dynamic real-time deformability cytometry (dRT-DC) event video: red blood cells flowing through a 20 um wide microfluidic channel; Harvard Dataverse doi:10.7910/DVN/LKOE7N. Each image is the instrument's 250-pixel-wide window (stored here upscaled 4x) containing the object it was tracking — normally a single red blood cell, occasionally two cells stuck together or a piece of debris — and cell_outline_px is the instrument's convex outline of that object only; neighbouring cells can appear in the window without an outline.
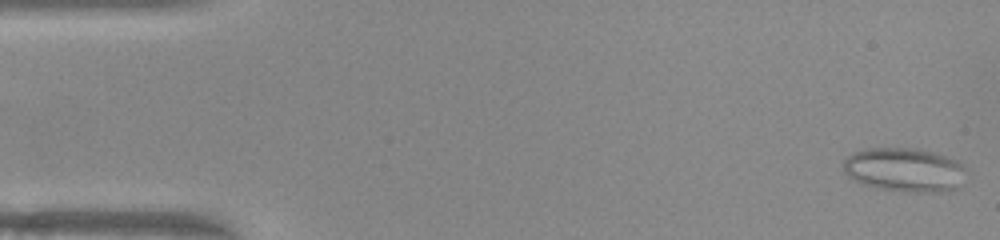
{"species": "common noctule bat (a hibernating species)", "species_latin": "Nyctalus noctula", "temperature_condition": "warm", "stored_images_in_passage": 50, "camera_frame_rate_fps": 3000, "um_per_image_px": 0.085, "animal": {"sex": "female", "body_mass_g": 22.0, "forearm_length_mm": 56.7}, "frame": {"image": 1, "passage_image": 1, "time_ms": 0.0, "image_size_px": [1000, 240], "cell_outline_px": [[968, 168], [956, 188], [944, 192], [904, 192], [880, 188], [864, 184], [852, 180], [844, 172], [844, 160], [852, 152], [864, 148], [916, 148], [932, 152], [956, 160]], "centroid_in_image_um": [76.86, 14.43], "position_along_channel_um": 8.1, "area_um2": 31.56}}
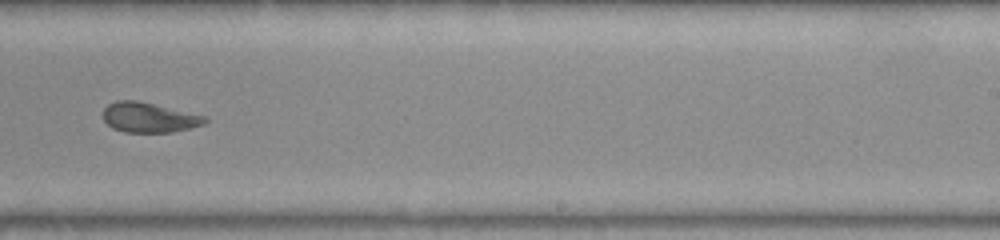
{"frame": {"image": 2, "passage_image": 31, "time_ms": 10.0, "image_size_px": [1000, 240], "cell_outline_px": [[208, 120], [204, 124], [192, 128], [172, 132], [124, 132], [112, 128], [104, 120], [104, 108], [108, 104], [116, 100], [136, 100], [208, 116]], "centroid_in_image_um": [12.7, 9.99], "position_along_channel_um": 276.3, "area_um2": 17.86}}
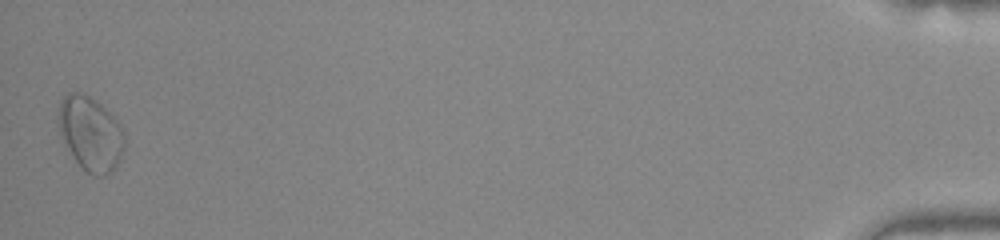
{"frame": {"image": 3, "passage_image": 50, "time_ms": 16.333, "image_size_px": [1000, 240], "cell_outline_px": [[124, 148], [112, 172], [104, 176], [96, 176], [88, 172], [64, 148], [60, 136], [56, 116], [60, 100], [68, 92], [80, 92], [96, 100], [120, 124], [124, 132]], "centroid_in_image_um": [7.63, 11.33], "position_along_channel_um": 427.6, "area_um2": 28.78}, "authors_computed_cell_mechanics": {"area_um2": 19.4786, "velocity_mm_per_s": 3.9634, "shape_relaxation_time_tau1_ms": null, "shape_relaxation_time_tau2_ms": 3.1499, "deformation_change_tau1": null, "deformation_change_tau2": 0.0969}}